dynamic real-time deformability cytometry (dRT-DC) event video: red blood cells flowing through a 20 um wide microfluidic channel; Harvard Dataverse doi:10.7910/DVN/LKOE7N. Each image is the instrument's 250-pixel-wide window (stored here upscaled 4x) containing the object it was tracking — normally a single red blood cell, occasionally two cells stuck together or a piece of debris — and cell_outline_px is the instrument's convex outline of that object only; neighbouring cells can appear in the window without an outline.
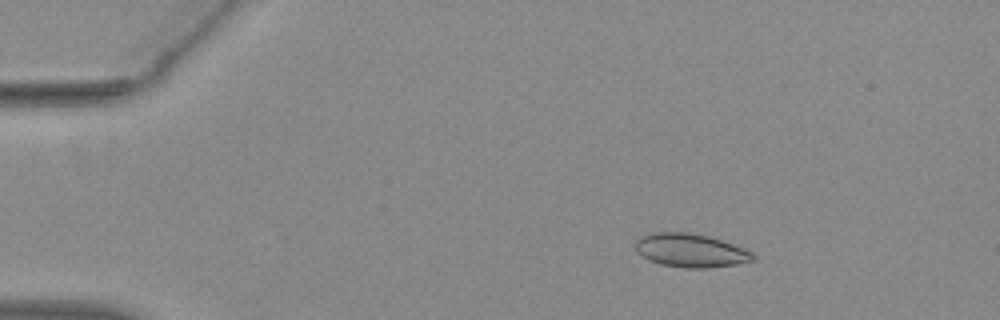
{"species": "common noctule bat (a hibernating species)", "species_latin": "Nyctalus noctula", "temperature_condition": "warm", "stored_images_in_passage": 45, "camera_frame_rate_fps": 3000, "um_per_image_px": 0.085, "animal": {"sex": "female", "body_mass_g": 29.2, "forearm_length_mm": 56.3}, "frame": {"image": 1, "passage_image": 1, "time_ms": 0.0, "image_size_px": [1000, 320], "cell_outline_px": [[756, 260], [736, 264], [704, 268], [684, 268], [660, 264], [648, 260], [636, 252], [636, 240], [640, 236], [652, 232], [688, 232], [708, 236], [744, 248], [752, 252], [756, 256]], "centroid_in_image_um": [58.68, 21.29], "position_along_channel_um": 26.3, "area_um2": 23.06}}
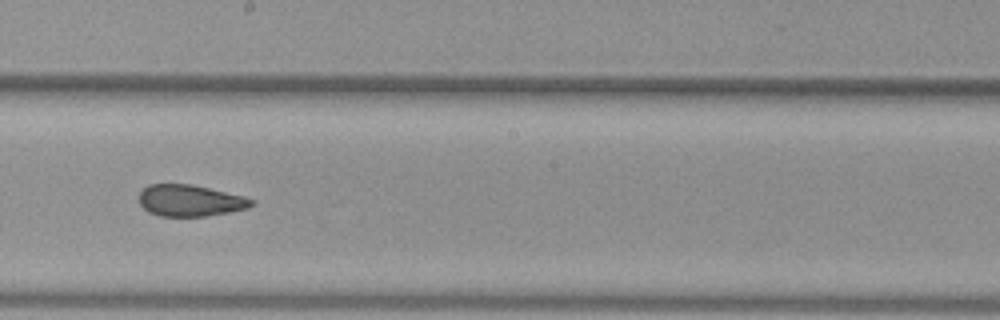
{"frame": {"image": 2, "passage_image": 23, "time_ms": 7.333, "image_size_px": [1000, 320], "cell_outline_px": [[256, 204], [248, 208], [228, 212], [204, 216], [160, 216], [148, 212], [140, 204], [140, 192], [148, 184], [192, 184], [244, 196], [256, 200]], "centroid_in_image_um": [16.19, 17.04], "position_along_channel_um": 232.0, "area_um2": 20.69}}
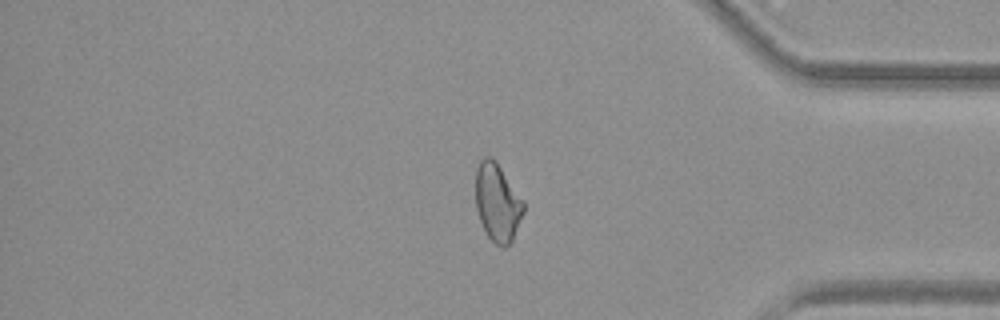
{"frame": {"image": 3, "passage_image": 37, "time_ms": 12.0, "image_size_px": [1000, 320], "cell_outline_px": [[524, 212], [512, 240], [504, 248], [496, 244], [488, 236], [480, 220], [476, 208], [476, 168], [480, 160], [484, 156], [488, 156], [496, 160], [524, 200]], "centroid_in_image_um": [42.29, 17.17], "position_along_channel_um": 392.9, "area_um2": 21.79}, "authors_computed_cell_mechanics": {"area_um2": 21.7906, "velocity_mm_per_s": 3.9099, "shape_relaxation_time_tau1_ms": null, "shape_relaxation_time_tau2_ms": 1.4148, "deformation_change_tau1": null, "deformation_change_tau2": 0.0872}}